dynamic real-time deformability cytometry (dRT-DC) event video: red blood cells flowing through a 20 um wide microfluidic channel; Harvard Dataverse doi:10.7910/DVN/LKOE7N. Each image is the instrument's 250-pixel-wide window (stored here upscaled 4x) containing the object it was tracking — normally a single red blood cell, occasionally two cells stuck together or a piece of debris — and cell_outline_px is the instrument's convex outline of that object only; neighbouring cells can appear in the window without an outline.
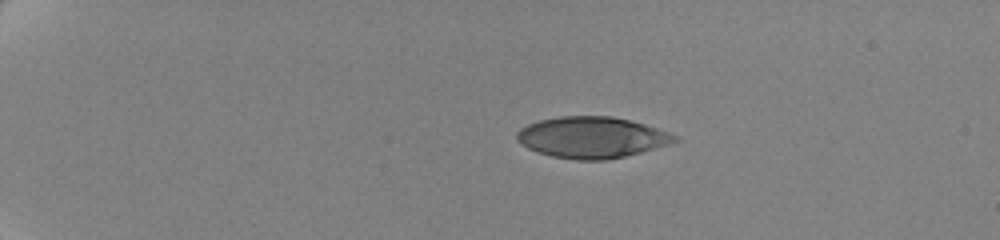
{"species": "human", "species_latin": "Homo sapiens", "temperature_condition": "cold", "stored_images_in_passage": 48, "camera_frame_rate_fps": 3000, "um_per_image_px": 0.085, "donor": {"sex": "female"}, "frame": {"image": 1, "passage_image": 1, "time_ms": 0.0, "image_size_px": [1000, 240], "cell_outline_px": [[680, 140], [668, 144], [640, 152], [608, 160], [576, 160], [552, 156], [536, 152], [520, 144], [516, 140], [516, 132], [520, 128], [528, 124], [540, 120], [560, 116], [612, 116], [644, 124], [668, 132], [676, 136]], "centroid_in_image_um": [50.25, 11.68], "position_along_channel_um": 34.7, "area_um2": 37.8}}
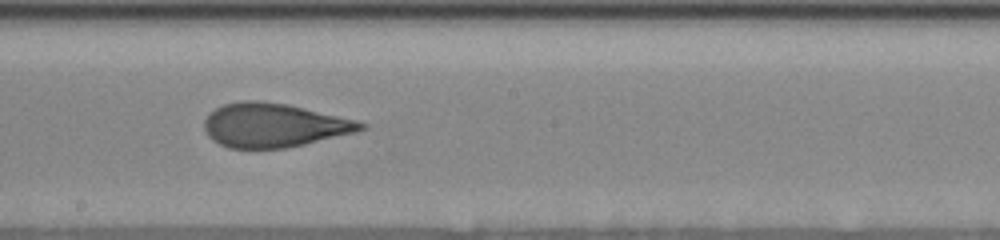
{"frame": {"image": 2, "passage_image": 25, "time_ms": 8.0, "image_size_px": [1000, 240], "cell_outline_px": [[368, 128], [360, 132], [288, 148], [228, 148], [212, 140], [208, 136], [204, 128], [204, 120], [216, 108], [224, 104], [244, 100], [260, 100], [288, 104], [356, 120], [368, 124]], "centroid_in_image_um": [23.33, 10.65], "position_along_channel_um": 224.9, "area_um2": 40.4}}
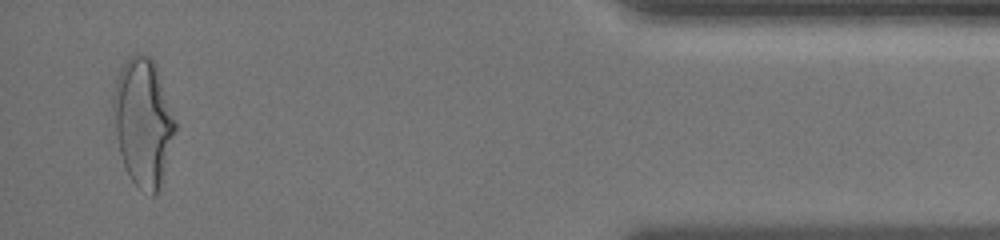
{"frame": {"image": 3, "passage_image": 46, "time_ms": 15.0, "image_size_px": [1000, 240], "cell_outline_px": [[176, 128], [160, 188], [152, 196], [136, 184], [132, 180], [124, 164], [120, 152], [116, 132], [112, 108], [112, 96], [116, 80], [124, 64], [136, 52], [152, 56], [156, 64], [176, 120]], "centroid_in_image_um": [12.18, 10.33], "position_along_channel_um": 423.0, "area_um2": 45.66}, "authors_computed_cell_mechanics": {"area_um2": 40.5467, "velocity_mm_per_s": 3.5072, "shape_relaxation_time_tau1_ms": 5.4178, "shape_relaxation_time_tau2_ms": 1.0332, "deformation_change_tau1": 0.1841, "deformation_change_tau2": 0.0809}}